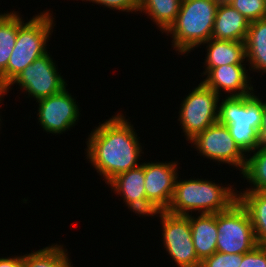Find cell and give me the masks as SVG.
I'll use <instances>...</instances> for the list:
<instances>
[{
  "label": "cell",
  "instance_id": "cell-1",
  "mask_svg": "<svg viewBox=\"0 0 266 267\" xmlns=\"http://www.w3.org/2000/svg\"><path fill=\"white\" fill-rule=\"evenodd\" d=\"M91 131L86 158L107 184L116 175L138 167L143 148L126 115L111 116ZM135 130V131H134Z\"/></svg>",
  "mask_w": 266,
  "mask_h": 267
},
{
  "label": "cell",
  "instance_id": "cell-2",
  "mask_svg": "<svg viewBox=\"0 0 266 267\" xmlns=\"http://www.w3.org/2000/svg\"><path fill=\"white\" fill-rule=\"evenodd\" d=\"M175 182L174 193L166 211L175 215L216 214L229 209L238 200V191L233 185H219L215 181L190 178ZM179 180V181H178ZM191 212V213H189Z\"/></svg>",
  "mask_w": 266,
  "mask_h": 267
},
{
  "label": "cell",
  "instance_id": "cell-3",
  "mask_svg": "<svg viewBox=\"0 0 266 267\" xmlns=\"http://www.w3.org/2000/svg\"><path fill=\"white\" fill-rule=\"evenodd\" d=\"M218 6L216 0H182L175 21L164 32L172 35L178 54L188 55L211 38Z\"/></svg>",
  "mask_w": 266,
  "mask_h": 267
},
{
  "label": "cell",
  "instance_id": "cell-4",
  "mask_svg": "<svg viewBox=\"0 0 266 267\" xmlns=\"http://www.w3.org/2000/svg\"><path fill=\"white\" fill-rule=\"evenodd\" d=\"M258 97L255 93L225 96L219 102L218 122L227 126L236 144L246 155H251L260 145L258 131L264 101Z\"/></svg>",
  "mask_w": 266,
  "mask_h": 267
},
{
  "label": "cell",
  "instance_id": "cell-5",
  "mask_svg": "<svg viewBox=\"0 0 266 267\" xmlns=\"http://www.w3.org/2000/svg\"><path fill=\"white\" fill-rule=\"evenodd\" d=\"M49 11L43 10L18 27L16 43L7 65V85L32 62L49 53L47 43L56 25L54 15Z\"/></svg>",
  "mask_w": 266,
  "mask_h": 267
},
{
  "label": "cell",
  "instance_id": "cell-6",
  "mask_svg": "<svg viewBox=\"0 0 266 267\" xmlns=\"http://www.w3.org/2000/svg\"><path fill=\"white\" fill-rule=\"evenodd\" d=\"M216 224L217 252L245 254L258 245L250 216L238 200L226 211L216 213Z\"/></svg>",
  "mask_w": 266,
  "mask_h": 267
},
{
  "label": "cell",
  "instance_id": "cell-7",
  "mask_svg": "<svg viewBox=\"0 0 266 267\" xmlns=\"http://www.w3.org/2000/svg\"><path fill=\"white\" fill-rule=\"evenodd\" d=\"M220 99L221 97L202 81L183 98L178 121L187 141L218 122Z\"/></svg>",
  "mask_w": 266,
  "mask_h": 267
},
{
  "label": "cell",
  "instance_id": "cell-8",
  "mask_svg": "<svg viewBox=\"0 0 266 267\" xmlns=\"http://www.w3.org/2000/svg\"><path fill=\"white\" fill-rule=\"evenodd\" d=\"M157 214V215H156ZM153 216L160 217L164 248L172 262L178 267H200L192 239L189 215H175L168 211H157Z\"/></svg>",
  "mask_w": 266,
  "mask_h": 267
},
{
  "label": "cell",
  "instance_id": "cell-9",
  "mask_svg": "<svg viewBox=\"0 0 266 267\" xmlns=\"http://www.w3.org/2000/svg\"><path fill=\"white\" fill-rule=\"evenodd\" d=\"M50 53L39 57L8 85V93L11 86L18 85L22 92L28 94L27 98L33 97L40 100L60 93L68 85L58 72V67ZM10 89V90H9Z\"/></svg>",
  "mask_w": 266,
  "mask_h": 267
},
{
  "label": "cell",
  "instance_id": "cell-10",
  "mask_svg": "<svg viewBox=\"0 0 266 267\" xmlns=\"http://www.w3.org/2000/svg\"><path fill=\"white\" fill-rule=\"evenodd\" d=\"M188 143H192L203 158L228 164L240 171L244 170L247 155L239 148L226 125L216 122L197 134Z\"/></svg>",
  "mask_w": 266,
  "mask_h": 267
},
{
  "label": "cell",
  "instance_id": "cell-11",
  "mask_svg": "<svg viewBox=\"0 0 266 267\" xmlns=\"http://www.w3.org/2000/svg\"><path fill=\"white\" fill-rule=\"evenodd\" d=\"M64 88L60 93L38 102V123L47 134H63L79 120L80 108L76 99Z\"/></svg>",
  "mask_w": 266,
  "mask_h": 267
},
{
  "label": "cell",
  "instance_id": "cell-12",
  "mask_svg": "<svg viewBox=\"0 0 266 267\" xmlns=\"http://www.w3.org/2000/svg\"><path fill=\"white\" fill-rule=\"evenodd\" d=\"M179 164L178 161L144 163L146 199L157 211H166L170 205Z\"/></svg>",
  "mask_w": 266,
  "mask_h": 267
},
{
  "label": "cell",
  "instance_id": "cell-13",
  "mask_svg": "<svg viewBox=\"0 0 266 267\" xmlns=\"http://www.w3.org/2000/svg\"><path fill=\"white\" fill-rule=\"evenodd\" d=\"M107 185L111 191L120 195L128 209L142 216L154 215L157 210L147 201L145 192L144 162L138 167L120 173Z\"/></svg>",
  "mask_w": 266,
  "mask_h": 267
},
{
  "label": "cell",
  "instance_id": "cell-14",
  "mask_svg": "<svg viewBox=\"0 0 266 267\" xmlns=\"http://www.w3.org/2000/svg\"><path fill=\"white\" fill-rule=\"evenodd\" d=\"M247 72L245 64H229L205 68L201 75H206L202 82L221 97H223L221 91L227 93V97L247 96L254 93L250 80L252 77H249Z\"/></svg>",
  "mask_w": 266,
  "mask_h": 267
},
{
  "label": "cell",
  "instance_id": "cell-15",
  "mask_svg": "<svg viewBox=\"0 0 266 267\" xmlns=\"http://www.w3.org/2000/svg\"><path fill=\"white\" fill-rule=\"evenodd\" d=\"M250 22L228 3H220L211 38L245 42Z\"/></svg>",
  "mask_w": 266,
  "mask_h": 267
},
{
  "label": "cell",
  "instance_id": "cell-16",
  "mask_svg": "<svg viewBox=\"0 0 266 267\" xmlns=\"http://www.w3.org/2000/svg\"><path fill=\"white\" fill-rule=\"evenodd\" d=\"M192 239L196 255L200 261L217 252L216 214L189 215Z\"/></svg>",
  "mask_w": 266,
  "mask_h": 267
},
{
  "label": "cell",
  "instance_id": "cell-17",
  "mask_svg": "<svg viewBox=\"0 0 266 267\" xmlns=\"http://www.w3.org/2000/svg\"><path fill=\"white\" fill-rule=\"evenodd\" d=\"M207 44V45H205ZM206 46L205 68L220 67L222 65L245 64V42L217 40L210 38L202 44Z\"/></svg>",
  "mask_w": 266,
  "mask_h": 267
},
{
  "label": "cell",
  "instance_id": "cell-18",
  "mask_svg": "<svg viewBox=\"0 0 266 267\" xmlns=\"http://www.w3.org/2000/svg\"><path fill=\"white\" fill-rule=\"evenodd\" d=\"M245 49L249 70L266 73V17L250 22Z\"/></svg>",
  "mask_w": 266,
  "mask_h": 267
},
{
  "label": "cell",
  "instance_id": "cell-19",
  "mask_svg": "<svg viewBox=\"0 0 266 267\" xmlns=\"http://www.w3.org/2000/svg\"><path fill=\"white\" fill-rule=\"evenodd\" d=\"M238 201L247 210L258 245L266 246V192L237 191Z\"/></svg>",
  "mask_w": 266,
  "mask_h": 267
},
{
  "label": "cell",
  "instance_id": "cell-20",
  "mask_svg": "<svg viewBox=\"0 0 266 267\" xmlns=\"http://www.w3.org/2000/svg\"><path fill=\"white\" fill-rule=\"evenodd\" d=\"M19 14L16 11L0 13V74L6 84L9 58L16 43L18 27L24 22Z\"/></svg>",
  "mask_w": 266,
  "mask_h": 267
},
{
  "label": "cell",
  "instance_id": "cell-21",
  "mask_svg": "<svg viewBox=\"0 0 266 267\" xmlns=\"http://www.w3.org/2000/svg\"><path fill=\"white\" fill-rule=\"evenodd\" d=\"M182 0H141L139 13L148 14L163 33L175 21Z\"/></svg>",
  "mask_w": 266,
  "mask_h": 267
},
{
  "label": "cell",
  "instance_id": "cell-22",
  "mask_svg": "<svg viewBox=\"0 0 266 267\" xmlns=\"http://www.w3.org/2000/svg\"><path fill=\"white\" fill-rule=\"evenodd\" d=\"M63 246L51 244L23 255V267H73L67 249Z\"/></svg>",
  "mask_w": 266,
  "mask_h": 267
},
{
  "label": "cell",
  "instance_id": "cell-23",
  "mask_svg": "<svg viewBox=\"0 0 266 267\" xmlns=\"http://www.w3.org/2000/svg\"><path fill=\"white\" fill-rule=\"evenodd\" d=\"M252 152L251 156L247 155L244 170L241 172V177L246 179L252 188L243 191L266 192V145L260 144Z\"/></svg>",
  "mask_w": 266,
  "mask_h": 267
},
{
  "label": "cell",
  "instance_id": "cell-24",
  "mask_svg": "<svg viewBox=\"0 0 266 267\" xmlns=\"http://www.w3.org/2000/svg\"><path fill=\"white\" fill-rule=\"evenodd\" d=\"M249 22L266 17V3L264 0H231L229 3Z\"/></svg>",
  "mask_w": 266,
  "mask_h": 267
},
{
  "label": "cell",
  "instance_id": "cell-25",
  "mask_svg": "<svg viewBox=\"0 0 266 267\" xmlns=\"http://www.w3.org/2000/svg\"><path fill=\"white\" fill-rule=\"evenodd\" d=\"M243 254H226L215 252L201 261L200 267H239Z\"/></svg>",
  "mask_w": 266,
  "mask_h": 267
},
{
  "label": "cell",
  "instance_id": "cell-26",
  "mask_svg": "<svg viewBox=\"0 0 266 267\" xmlns=\"http://www.w3.org/2000/svg\"><path fill=\"white\" fill-rule=\"evenodd\" d=\"M92 2L94 4L101 5L111 10H119L123 12H138L140 8L141 0H86L85 2Z\"/></svg>",
  "mask_w": 266,
  "mask_h": 267
},
{
  "label": "cell",
  "instance_id": "cell-27",
  "mask_svg": "<svg viewBox=\"0 0 266 267\" xmlns=\"http://www.w3.org/2000/svg\"><path fill=\"white\" fill-rule=\"evenodd\" d=\"M239 267H266V246L257 245L251 251L243 254Z\"/></svg>",
  "mask_w": 266,
  "mask_h": 267
},
{
  "label": "cell",
  "instance_id": "cell-28",
  "mask_svg": "<svg viewBox=\"0 0 266 267\" xmlns=\"http://www.w3.org/2000/svg\"><path fill=\"white\" fill-rule=\"evenodd\" d=\"M14 256L0 257V267H23V255Z\"/></svg>",
  "mask_w": 266,
  "mask_h": 267
},
{
  "label": "cell",
  "instance_id": "cell-29",
  "mask_svg": "<svg viewBox=\"0 0 266 267\" xmlns=\"http://www.w3.org/2000/svg\"><path fill=\"white\" fill-rule=\"evenodd\" d=\"M258 134L260 138V144L266 145V100H264L262 119Z\"/></svg>",
  "mask_w": 266,
  "mask_h": 267
},
{
  "label": "cell",
  "instance_id": "cell-30",
  "mask_svg": "<svg viewBox=\"0 0 266 267\" xmlns=\"http://www.w3.org/2000/svg\"><path fill=\"white\" fill-rule=\"evenodd\" d=\"M8 93V85L4 82L2 75L0 74V103L3 100V96Z\"/></svg>",
  "mask_w": 266,
  "mask_h": 267
},
{
  "label": "cell",
  "instance_id": "cell-31",
  "mask_svg": "<svg viewBox=\"0 0 266 267\" xmlns=\"http://www.w3.org/2000/svg\"><path fill=\"white\" fill-rule=\"evenodd\" d=\"M219 4L220 3H229L231 0H216Z\"/></svg>",
  "mask_w": 266,
  "mask_h": 267
}]
</instances>
